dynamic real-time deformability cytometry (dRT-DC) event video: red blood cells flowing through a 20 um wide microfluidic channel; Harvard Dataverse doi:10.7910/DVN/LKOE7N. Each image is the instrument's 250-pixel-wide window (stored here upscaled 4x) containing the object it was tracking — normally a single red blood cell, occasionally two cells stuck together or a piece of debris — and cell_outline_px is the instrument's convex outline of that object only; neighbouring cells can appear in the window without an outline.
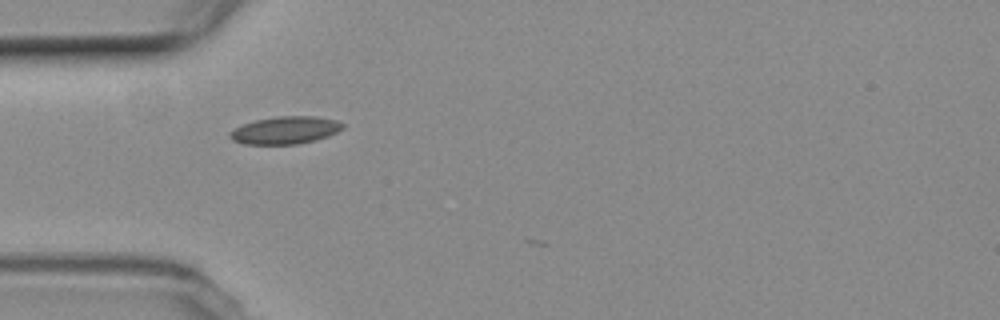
{"species": "common noctule bat (a hibernating species)", "species_latin": "Nyctalus noctula", "temperature_condition": "room temperature", "stored_images_in_passage": 4, "camera_frame_rate_fps": 3000, "um_per_image_px": 0.085, "animal": {"sex": "female", "body_mass_g": 19.3, "forearm_length_mm": 54.1}, "frame": {"image": 1, "passage_image": 3, "time_ms": 0.667, "image_size_px": [1000, 320], "cell_outline_px": [[344, 128], [328, 136], [316, 140], [296, 144], [244, 144], [232, 140], [228, 136], [228, 132], [244, 124], [256, 120], [276, 116], [316, 116], [336, 120], [344, 124]], "centroid_in_image_um": [24.25, 11.07], "position_along_channel_um": 60.8, "area_um2": 18.09}}